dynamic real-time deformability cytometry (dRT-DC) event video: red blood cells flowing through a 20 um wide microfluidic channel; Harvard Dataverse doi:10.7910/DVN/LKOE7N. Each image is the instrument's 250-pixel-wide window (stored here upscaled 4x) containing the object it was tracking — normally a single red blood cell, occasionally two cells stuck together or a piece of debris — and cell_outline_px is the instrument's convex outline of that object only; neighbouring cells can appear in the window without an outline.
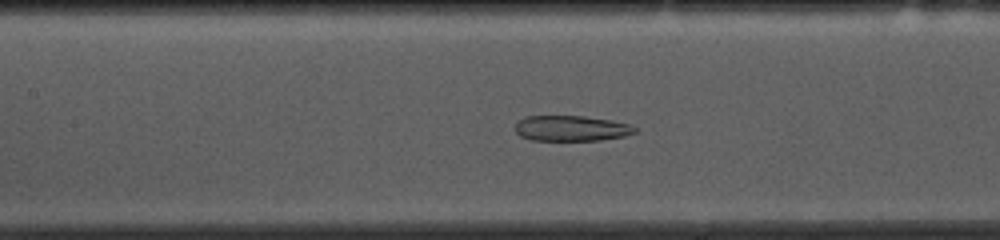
{"species": "common noctule bat (a hibernating species)", "species_latin": "Nyctalus noctula", "temperature_condition": "cold", "stored_images_in_passage": 53, "camera_frame_rate_fps": 3000, "um_per_image_px": 0.085, "animal": {"sex": "female", "body_mass_g": 10.0, "forearm_length_mm": 53.1}, "frame": {"image": 1, "passage_image": 22, "time_ms": 7.0, "image_size_px": [1000, 240], "cell_outline_px": [[640, 128], [636, 132], [624, 136], [600, 140], [532, 140], [520, 136], [516, 132], [516, 124], [524, 116], [584, 116], [612, 120], [632, 124]], "centroid_in_image_um": [48.62, 10.9], "position_along_channel_um": 158.8, "area_um2": 17.92}}
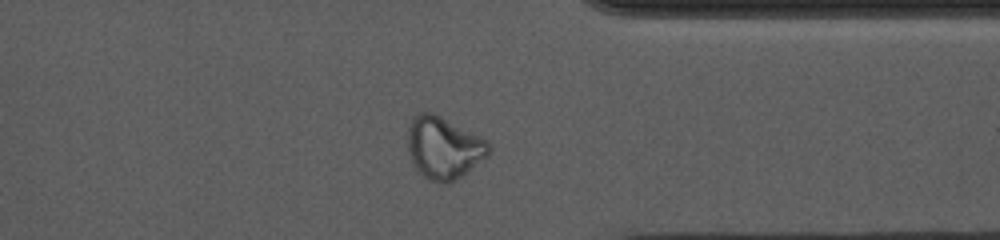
{"frame": {"image": 2, "passage_image": 40, "time_ms": 13.0, "image_size_px": [1000, 240], "cell_outline_px": [[492, 148], [488, 156], [460, 176], [444, 184], [440, 184], [424, 176], [416, 168], [408, 152], [408, 124], [412, 116], [416, 112], [432, 112], [488, 140]], "centroid_in_image_um": [37.71, 12.53], "position_along_channel_um": 373.7, "area_um2": 29.25}}
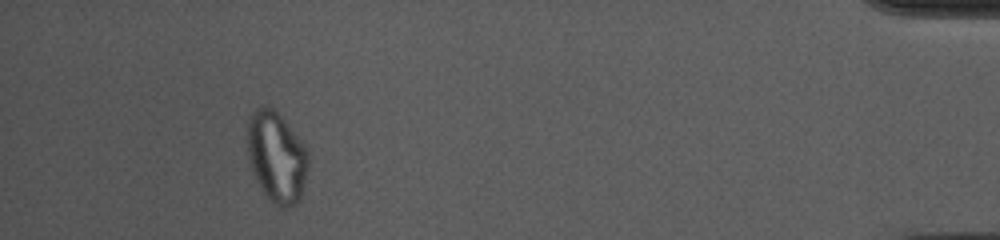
{"frame": {"image": 3, "passage_image": 48, "time_ms": 15.667, "image_size_px": [1000, 240], "cell_outline_px": [[308, 168], [300, 200], [296, 204], [288, 208], [280, 208], [264, 192], [256, 180], [252, 172], [248, 156], [248, 116], [256, 108], [268, 104], [280, 116], [300, 140], [308, 152]], "centroid_in_image_um": [23.5, 13.35], "position_along_channel_um": 411.7, "area_um2": 31.96}, "authors_computed_cell_mechanics": {"area_um2": 26.01, "velocity_mm_per_s": 3.6934, "shape_relaxation_time_tau1_ms": null, "shape_relaxation_time_tau2_ms": 2.3951, "deformation_change_tau1": null, "deformation_change_tau2": 0.1017}}